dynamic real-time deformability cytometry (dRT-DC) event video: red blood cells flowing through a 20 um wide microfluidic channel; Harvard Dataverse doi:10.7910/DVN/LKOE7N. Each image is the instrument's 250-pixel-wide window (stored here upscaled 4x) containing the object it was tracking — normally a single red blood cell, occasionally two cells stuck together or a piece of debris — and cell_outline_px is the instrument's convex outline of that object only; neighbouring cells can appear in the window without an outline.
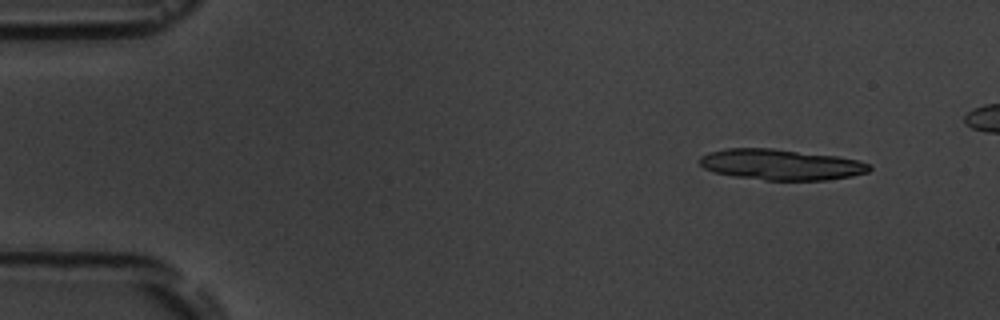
{"species": "common noctule bat (a hibernating species)", "species_latin": "Nyctalus noctula", "temperature_condition": "room temperature", "stored_images_in_passage": 5, "camera_frame_rate_fps": 3000, "um_per_image_px": 0.085, "animal": {"sex": "male", "body_mass_g": 19.5, "forearm_length_mm": 54.6}, "frame": {"image": 1, "passage_image": 5, "time_ms": 5.667, "image_size_px": [1000, 320], "cell_outline_px": [[872, 168], [868, 172], [852, 176], [828, 180], [764, 180], [736, 176], [716, 172], [704, 168], [700, 164], [700, 156], [708, 152], [728, 148], [772, 148], [836, 156], [856, 160], [872, 164]], "centroid_in_image_um": [66.4, 13.99], "position_along_channel_um": 18.6, "area_um2": 30.35}}